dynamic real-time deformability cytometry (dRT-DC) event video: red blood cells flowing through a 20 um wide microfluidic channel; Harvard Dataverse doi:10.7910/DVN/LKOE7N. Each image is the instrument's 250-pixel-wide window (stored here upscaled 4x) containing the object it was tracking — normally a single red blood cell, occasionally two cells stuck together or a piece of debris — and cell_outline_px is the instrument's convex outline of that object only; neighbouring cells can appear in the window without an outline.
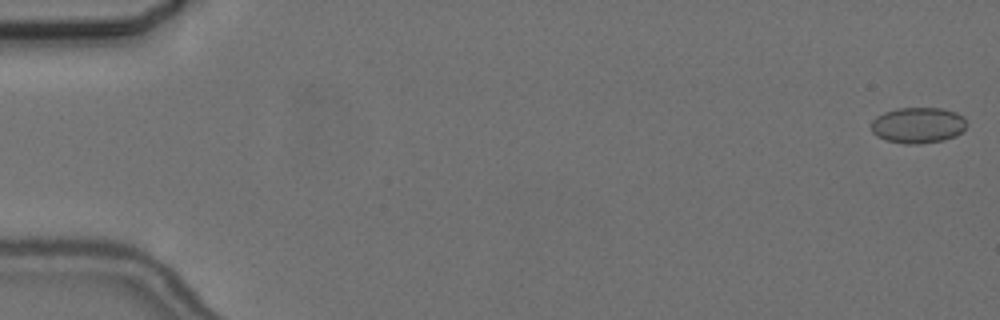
{"species": "common noctule bat (a hibernating species)", "species_latin": "Nyctalus noctula", "temperature_condition": "cold", "stored_images_in_passage": 4, "camera_frame_rate_fps": 3000, "um_per_image_px": 0.085, "animal": {"sex": "female", "body_mass_g": 24.6, "forearm_length_mm": 56.2}, "frame": {"image": 1, "passage_image": 1, "time_ms": 0.0, "image_size_px": [1000, 320], "cell_outline_px": [[968, 124], [956, 136], [944, 140], [920, 144], [904, 144], [888, 140], [876, 136], [872, 132], [872, 120], [876, 116], [884, 112], [896, 108], [940, 108], [956, 112], [964, 116]], "centroid_in_image_um": [78.04, 10.64], "position_along_channel_um": 7.0, "area_um2": 20.11}}